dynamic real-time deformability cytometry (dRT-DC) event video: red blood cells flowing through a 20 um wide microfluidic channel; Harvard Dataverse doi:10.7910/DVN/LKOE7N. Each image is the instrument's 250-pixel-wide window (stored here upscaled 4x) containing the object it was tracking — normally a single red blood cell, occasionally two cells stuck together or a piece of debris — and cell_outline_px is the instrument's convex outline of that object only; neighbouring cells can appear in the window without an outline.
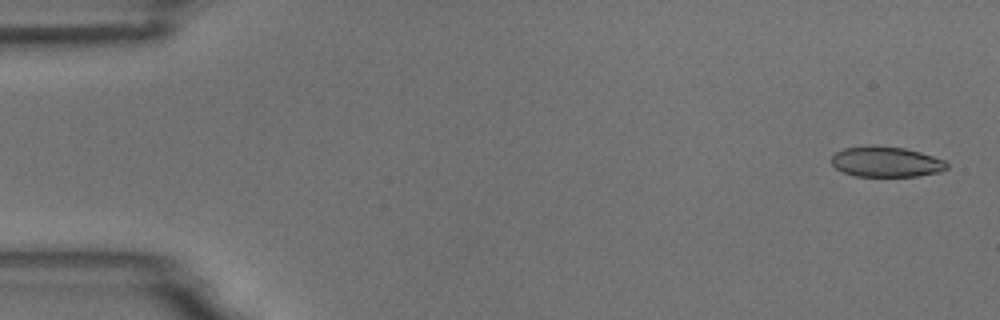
{"species": "common noctule bat (a hibernating species)", "species_latin": "Nyctalus noctula", "temperature_condition": "room temperature", "stored_images_in_passage": 6, "camera_frame_rate_fps": 3000, "um_per_image_px": 0.085, "animal": {"sex": "male", "body_mass_g": 18.8}, "frame": {"image": 1, "passage_image": 1, "time_ms": 0.0, "image_size_px": [1000, 320], "cell_outline_px": [[948, 168], [940, 172], [920, 176], [856, 176], [844, 172], [836, 168], [832, 164], [832, 156], [836, 152], [844, 148], [872, 144], [876, 144], [904, 148], [920, 152], [944, 160], [948, 164]], "centroid_in_image_um": [75.32, 13.74], "position_along_channel_um": 9.7, "area_um2": 20.63}}